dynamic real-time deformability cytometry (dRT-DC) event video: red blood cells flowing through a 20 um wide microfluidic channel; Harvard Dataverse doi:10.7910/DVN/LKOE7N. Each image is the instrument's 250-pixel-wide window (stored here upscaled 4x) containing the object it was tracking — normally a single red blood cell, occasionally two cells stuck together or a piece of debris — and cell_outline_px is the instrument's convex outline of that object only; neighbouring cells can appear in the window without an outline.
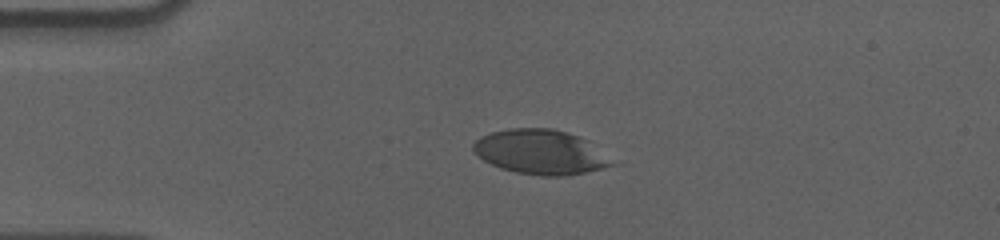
{"species": "human", "species_latin": "Homo sapiens", "temperature_condition": "cold", "stored_images_in_passage": 45, "camera_frame_rate_fps": 3000, "um_per_image_px": 0.085, "donor": {"sex": "male"}, "frame": {"image": 1, "passage_image": 1, "time_ms": 0.0, "image_size_px": [1000, 240], "cell_outline_px": [[616, 164], [584, 172], [564, 176], [540, 176], [516, 172], [500, 168], [484, 160], [472, 148], [472, 144], [480, 136], [492, 132], [508, 128], [552, 128], [588, 140]], "centroid_in_image_um": [45.91, 12.92], "position_along_channel_um": 39.1, "area_um2": 35.6}}
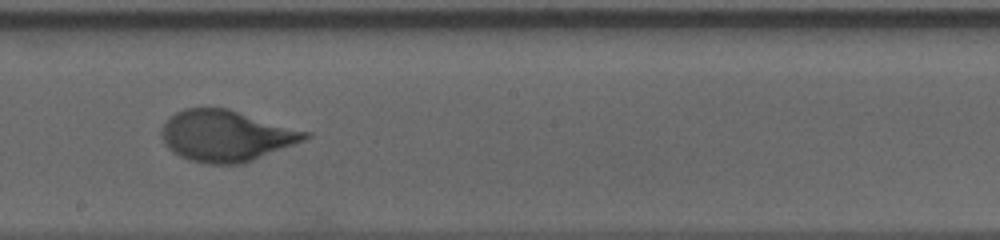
{"frame": {"image": 2, "passage_image": 20, "time_ms": 6.333, "image_size_px": [1000, 240], "cell_outline_px": [[312, 136], [304, 140], [252, 160], [240, 164], [208, 164], [188, 160], [172, 152], [164, 144], [160, 132], [164, 124], [176, 112], [184, 108], [228, 108], [312, 132]], "centroid_in_image_um": [19.22, 11.54], "position_along_channel_um": 229.0, "area_um2": 42.83}}
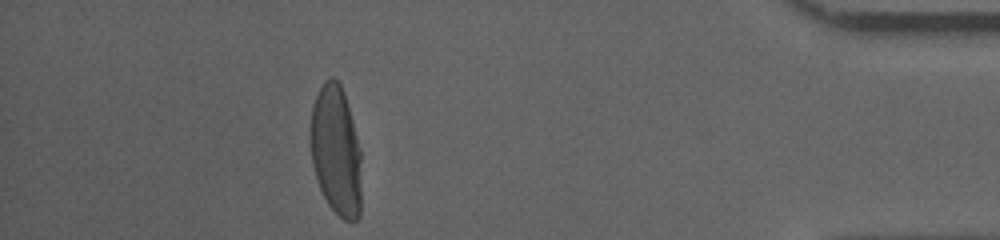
{"frame": {"image": 3, "passage_image": 39, "time_ms": 12.667, "image_size_px": [1000, 240], "cell_outline_px": [[360, 216], [356, 220], [344, 220], [328, 204], [320, 188], [312, 164], [312, 104], [324, 80], [332, 76], [340, 84], [344, 92], [352, 120], [360, 152]], "centroid_in_image_um": [28.57, 12.8], "position_along_channel_um": 406.6, "area_um2": 37.74}, "authors_computed_cell_mechanics": {"area_um2": 41.2692, "velocity_mm_per_s": 3.5574, "shape_relaxation_time_tau1_ms": 4.3633, "shape_relaxation_time_tau2_ms": null, "deformation_change_tau1": 0.1985, "deformation_change_tau2": null}}